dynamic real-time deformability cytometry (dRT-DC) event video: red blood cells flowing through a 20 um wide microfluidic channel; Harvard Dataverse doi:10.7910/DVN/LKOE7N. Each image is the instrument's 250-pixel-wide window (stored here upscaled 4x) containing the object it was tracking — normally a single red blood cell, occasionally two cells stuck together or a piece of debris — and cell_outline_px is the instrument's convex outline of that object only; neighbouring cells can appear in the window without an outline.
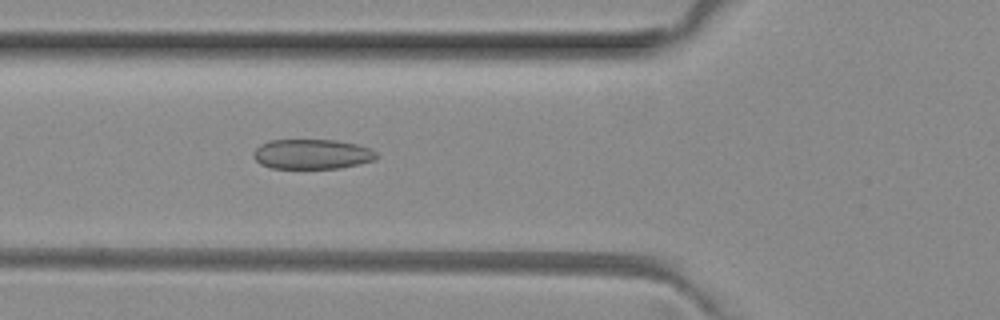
{"species": "common noctule bat (a hibernating species)", "species_latin": "Nyctalus noctula", "temperature_condition": "room temperature", "stored_images_in_passage": 34, "camera_frame_rate_fps": 3000, "um_per_image_px": 0.085, "animal": {"sex": "female", "body_mass_g": 29.2, "forearm_length_mm": 56.3}, "frame": {"image": 1, "passage_image": 6, "time_ms": 1.667, "image_size_px": [1000, 320], "cell_outline_px": [[380, 156], [376, 160], [360, 164], [340, 168], [272, 168], [260, 164], [252, 156], [252, 152], [260, 144], [272, 140], [336, 140], [356, 144], [368, 148], [376, 152]], "centroid_in_image_um": [26.53, 13.1], "position_along_channel_um": 99.3, "area_um2": 21.56}}
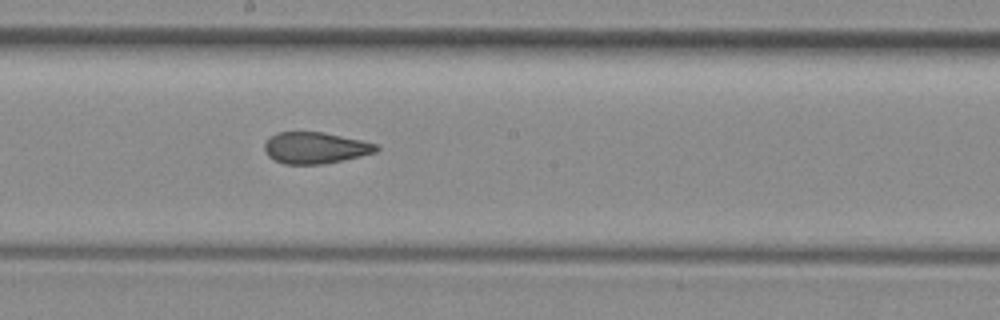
{"frame": {"image": 2, "passage_image": 15, "time_ms": 4.667, "image_size_px": [1000, 320], "cell_outline_px": [[380, 148], [376, 152], [360, 156], [324, 164], [284, 164], [268, 156], [264, 148], [264, 144], [272, 136], [280, 132], [320, 132], [360, 140], [376, 144]], "centroid_in_image_um": [26.8, 12.58], "position_along_channel_um": 221.4, "area_um2": 20.11}}
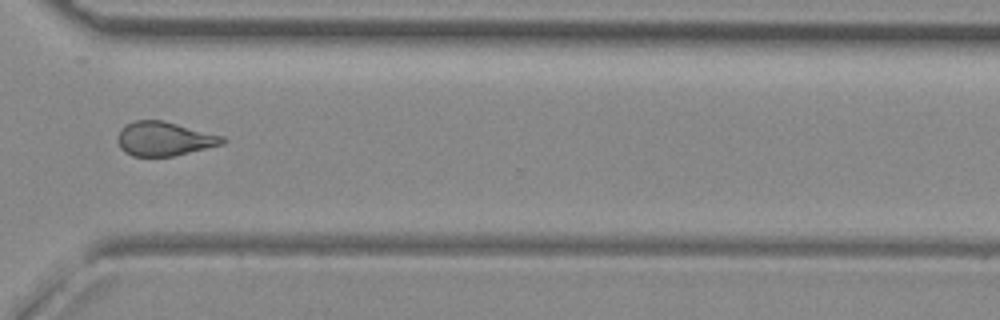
{"frame": {"image": 3, "passage_image": 25, "time_ms": 8.0, "image_size_px": [1000, 320], "cell_outline_px": [[228, 140], [224, 144], [172, 156], [132, 156], [124, 152], [120, 148], [116, 140], [120, 128], [124, 124], [136, 120], [164, 120], [224, 136]], "centroid_in_image_um": [13.94, 11.79], "position_along_channel_um": 356.7, "area_um2": 21.1}, "authors_computed_cell_mechanics": {"area_um2": 21.0103, "velocity_mm_per_s": 4.0518, "shape_relaxation_time_tau1_ms": null, "shape_relaxation_time_tau2_ms": 1.9228, "deformation_change_tau1": null, "deformation_change_tau2": 0.0985}}